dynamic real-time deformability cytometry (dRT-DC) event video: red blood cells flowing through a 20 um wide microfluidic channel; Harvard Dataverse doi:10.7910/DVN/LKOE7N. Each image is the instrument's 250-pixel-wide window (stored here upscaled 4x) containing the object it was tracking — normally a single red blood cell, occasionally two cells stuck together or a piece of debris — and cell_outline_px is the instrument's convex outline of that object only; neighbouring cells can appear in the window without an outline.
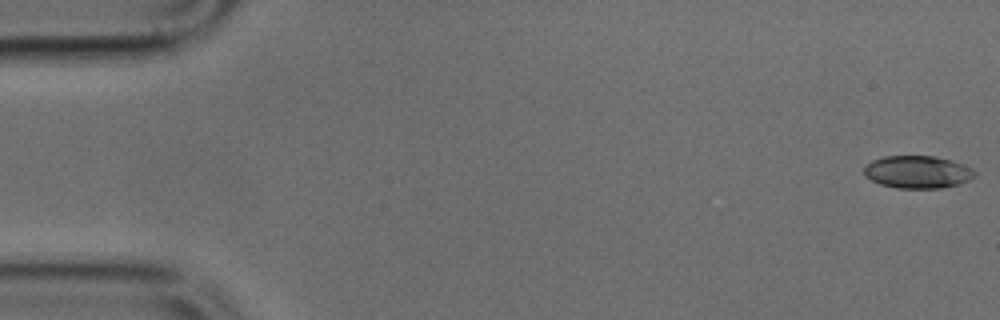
{"species": "common noctule bat (a hibernating species)", "species_latin": "Nyctalus noctula", "temperature_condition": "cold", "stored_images_in_passage": 49, "camera_frame_rate_fps": 3000, "um_per_image_px": 0.085, "animal": {"sex": "male", "body_mass_g": 17.9, "forearm_length_mm": 54.2}, "frame": {"image": 1, "passage_image": 1, "time_ms": 0.0, "image_size_px": [1000, 320], "cell_outline_px": [[976, 176], [960, 184], [940, 188], [896, 188], [880, 184], [864, 176], [864, 168], [872, 160], [884, 156], [932, 156], [952, 160], [972, 168], [976, 172]], "centroid_in_image_um": [78.0, 14.62], "position_along_channel_um": 7.0, "area_um2": 21.04}}
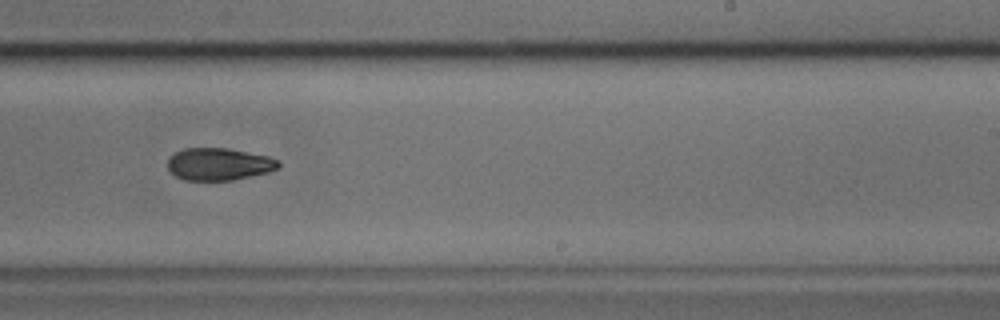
{"frame": {"image": 2, "passage_image": 30, "time_ms": 9.667, "image_size_px": [1000, 320], "cell_outline_px": [[280, 168], [268, 172], [232, 180], [184, 180], [176, 176], [168, 168], [168, 160], [176, 152], [184, 148], [228, 148], [268, 156], [280, 160]], "centroid_in_image_um": [18.64, 13.95], "position_along_channel_um": 270.4, "area_um2": 20.81}}
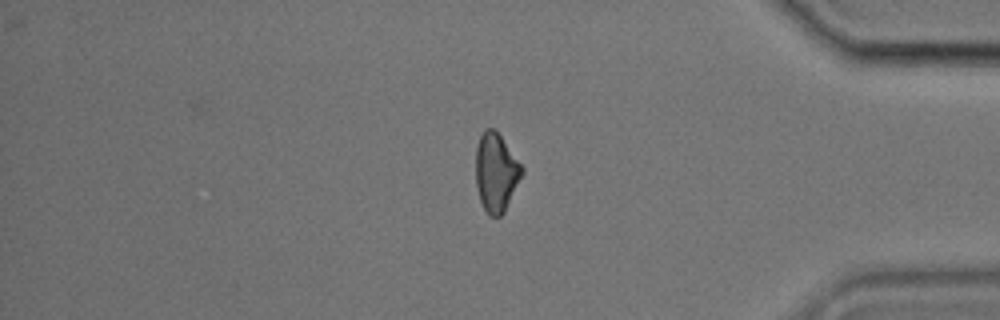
{"frame": {"image": 3, "passage_image": 41, "time_ms": 13.333, "image_size_px": [1000, 320], "cell_outline_px": [[524, 172], [504, 212], [500, 216], [488, 216], [480, 200], [476, 184], [476, 148], [480, 136], [484, 128], [492, 128], [500, 136], [524, 168]], "centroid_in_image_um": [42.16, 14.67], "position_along_channel_um": 393.0, "area_um2": 20.92}}